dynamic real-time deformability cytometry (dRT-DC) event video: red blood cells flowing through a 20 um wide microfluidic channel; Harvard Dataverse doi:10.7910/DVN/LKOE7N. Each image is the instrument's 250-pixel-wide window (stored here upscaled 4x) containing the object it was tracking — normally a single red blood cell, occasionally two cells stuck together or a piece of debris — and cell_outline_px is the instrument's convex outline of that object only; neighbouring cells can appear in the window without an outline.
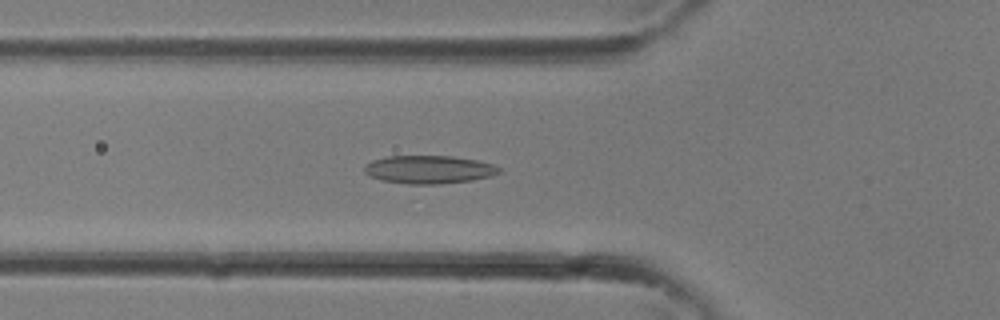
{"species": "common noctule bat (a hibernating species)", "species_latin": "Nyctalus noctula", "temperature_condition": "room temperature", "stored_images_in_passage": 26, "camera_frame_rate_fps": 3000, "um_per_image_px": 0.085, "animal": {"sex": "female"}, "frame": {"image": 1, "passage_image": 5, "time_ms": 1.333, "image_size_px": [1000, 320], "cell_outline_px": [[500, 172], [492, 176], [472, 180], [440, 184], [408, 184], [380, 180], [368, 176], [364, 172], [364, 164], [372, 160], [388, 156], [452, 156], [480, 160], [492, 164], [500, 168]], "centroid_in_image_um": [36.44, 14.41], "position_along_channel_um": 89.4, "area_um2": 22.31}}
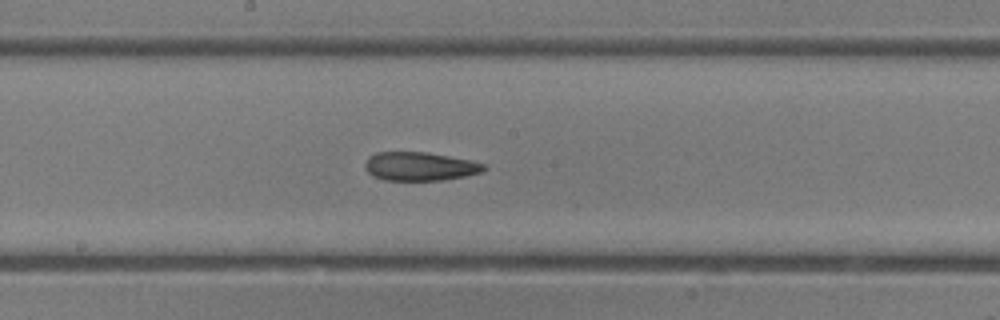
{"frame": {"image": 2, "passage_image": 11, "time_ms": 3.333, "image_size_px": [1000, 320], "cell_outline_px": [[488, 168], [484, 172], [444, 180], [384, 180], [372, 176], [368, 172], [364, 164], [368, 156], [376, 152], [428, 152], [468, 160], [484, 164]], "centroid_in_image_um": [35.67, 14.14], "position_along_channel_um": 212.5, "area_um2": 19.88}}
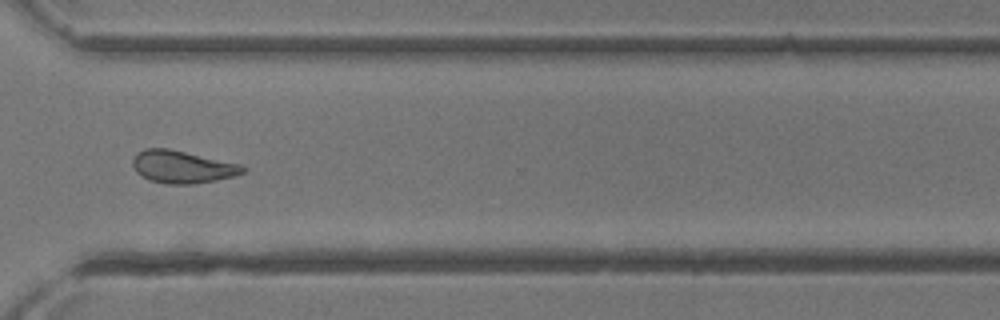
{"frame": {"image": 3, "passage_image": 18, "time_ms": 5.667, "image_size_px": [1000, 320], "cell_outline_px": [[248, 168], [244, 172], [236, 176], [216, 180], [192, 184], [168, 184], [148, 180], [136, 172], [132, 164], [132, 160], [136, 152], [144, 148], [168, 148], [240, 164]], "centroid_in_image_um": [15.48, 14.18], "position_along_channel_um": 355.1, "area_um2": 20.98}}